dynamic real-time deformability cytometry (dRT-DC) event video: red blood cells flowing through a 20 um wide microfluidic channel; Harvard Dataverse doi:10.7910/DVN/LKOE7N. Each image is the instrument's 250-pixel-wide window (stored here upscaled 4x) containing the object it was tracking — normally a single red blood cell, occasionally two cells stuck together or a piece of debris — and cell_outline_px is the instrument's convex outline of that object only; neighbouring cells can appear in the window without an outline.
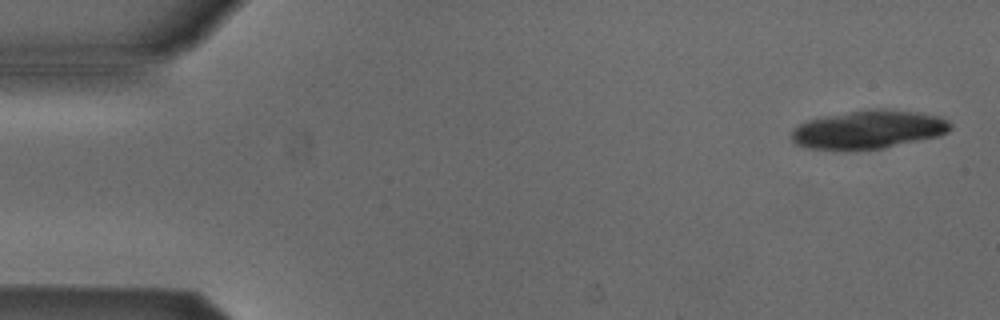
{"species": "Egyptian fruit bat (a non-hibernating species)", "species_latin": "Rousettus aegyptiacus", "temperature_condition": "cold", "stored_images_in_passage": 4, "camera_frame_rate_fps": 3000, "um_per_image_px": 0.085, "animal": {"sex": "male"}, "frame": {"image": 1, "passage_image": 1, "time_ms": 0.0, "image_size_px": [1000, 320], "cell_outline_px": [[952, 128], [948, 132], [940, 136], [880, 148], [812, 148], [796, 144], [792, 140], [792, 128], [808, 120], [824, 116], [876, 108], [884, 108], [920, 112], [940, 116], [948, 120], [952, 124]], "centroid_in_image_um": [73.9, 10.97], "position_along_channel_um": 11.1, "area_um2": 35.03}}